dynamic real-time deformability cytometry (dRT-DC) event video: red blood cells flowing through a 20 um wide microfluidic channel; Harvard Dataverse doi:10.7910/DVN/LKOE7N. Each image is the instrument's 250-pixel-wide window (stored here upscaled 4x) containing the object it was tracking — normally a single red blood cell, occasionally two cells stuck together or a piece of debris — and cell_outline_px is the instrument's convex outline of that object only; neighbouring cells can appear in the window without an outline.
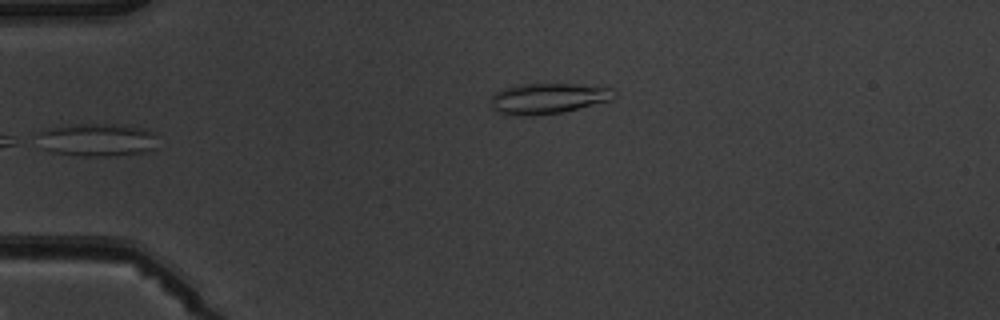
{"species": "common noctule bat (a hibernating species)", "species_latin": "Nyctalus noctula", "temperature_condition": "warm", "stored_images_in_passage": 4, "camera_frame_rate_fps": 3000, "um_per_image_px": 0.085, "animal": {"sex": "male", "body_mass_g": 19.5, "forearm_length_mm": 54.6}, "frame": {"image": 1, "passage_image": 2, "time_ms": 1.333, "image_size_px": [1000, 320], "cell_outline_px": [[156, 132], [152, 148], [144, 152], [108, 156], [84, 156], [52, 152], [40, 148], [40, 132], [48, 128], [68, 124], [128, 124], [144, 128]], "centroid_in_image_um": [8.25, 11.86], "position_along_channel_um": 76.8, "area_um2": 23.12}}